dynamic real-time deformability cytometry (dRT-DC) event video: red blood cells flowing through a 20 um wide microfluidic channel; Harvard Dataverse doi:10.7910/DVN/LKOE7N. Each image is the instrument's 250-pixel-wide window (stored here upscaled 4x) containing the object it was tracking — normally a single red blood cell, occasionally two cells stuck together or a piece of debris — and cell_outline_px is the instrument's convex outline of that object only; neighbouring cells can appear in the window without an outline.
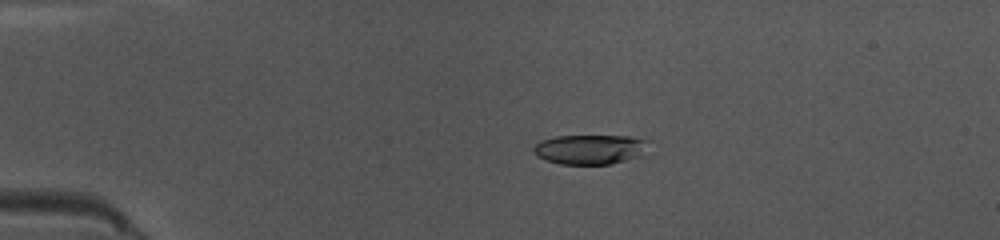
{"species": "common noctule bat (a hibernating species)", "species_latin": "Nyctalus noctula", "temperature_condition": "warm", "stored_images_in_passage": 50, "camera_frame_rate_fps": 3000, "um_per_image_px": 0.085, "animal": {"sex": "female", "body_mass_g": 10.0, "forearm_length_mm": 53.1}, "frame": {"image": 1, "passage_image": 11, "time_ms": 3.333, "image_size_px": [1000, 240], "cell_outline_px": [[652, 140], [644, 156], [612, 164], [560, 164], [536, 156], [532, 152], [532, 148], [540, 140], [556, 136], [632, 136]], "centroid_in_image_um": [50.24, 12.69], "position_along_channel_um": 34.8, "area_um2": 20.46}}
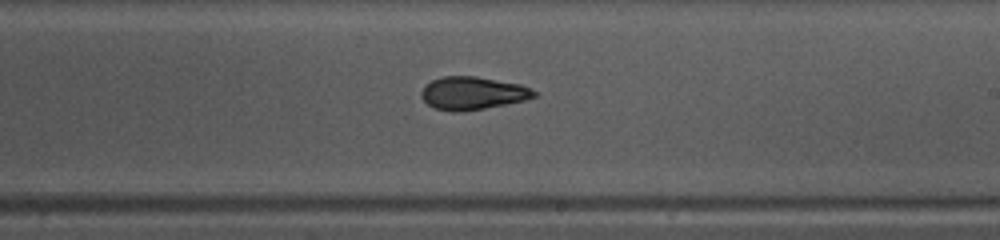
{"frame": {"image": 2, "passage_image": 30, "time_ms": 9.667, "image_size_px": [1000, 240], "cell_outline_px": [[540, 96], [524, 100], [464, 112], [452, 112], [436, 108], [428, 104], [420, 96], [420, 92], [424, 84], [440, 76], [476, 76], [520, 84], [536, 92]], "centroid_in_image_um": [40.14, 7.91], "position_along_channel_um": 248.9, "area_um2": 21.73}}
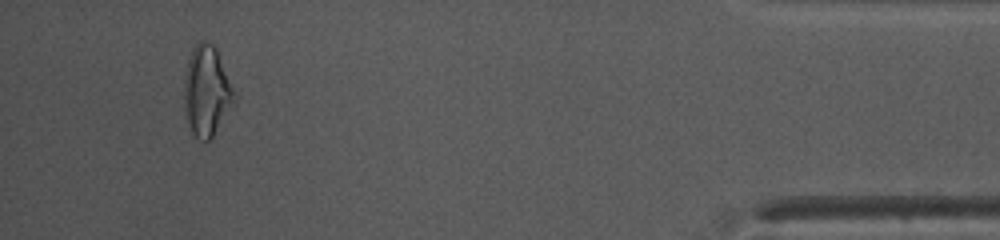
{"frame": {"image": 3, "passage_image": 47, "time_ms": 15.333, "image_size_px": [1000, 240], "cell_outline_px": [[236, 100], [212, 136], [208, 140], [200, 140], [192, 132], [188, 120], [184, 104], [184, 76], [188, 60], [196, 44], [200, 40], [204, 40], [212, 44], [216, 48], [236, 92]], "centroid_in_image_um": [17.58, 7.7], "position_along_channel_um": 417.6, "area_um2": 26.07}, "authors_computed_cell_mechanics": {"area_um2": 21.8195, "velocity_mm_per_s": 4.03, "shape_relaxation_time_tau1_ms": 3.5034, "shape_relaxation_time_tau2_ms": 1.6449, "deformation_change_tau1": 0.1731, "deformation_change_tau2": 0.0849}}